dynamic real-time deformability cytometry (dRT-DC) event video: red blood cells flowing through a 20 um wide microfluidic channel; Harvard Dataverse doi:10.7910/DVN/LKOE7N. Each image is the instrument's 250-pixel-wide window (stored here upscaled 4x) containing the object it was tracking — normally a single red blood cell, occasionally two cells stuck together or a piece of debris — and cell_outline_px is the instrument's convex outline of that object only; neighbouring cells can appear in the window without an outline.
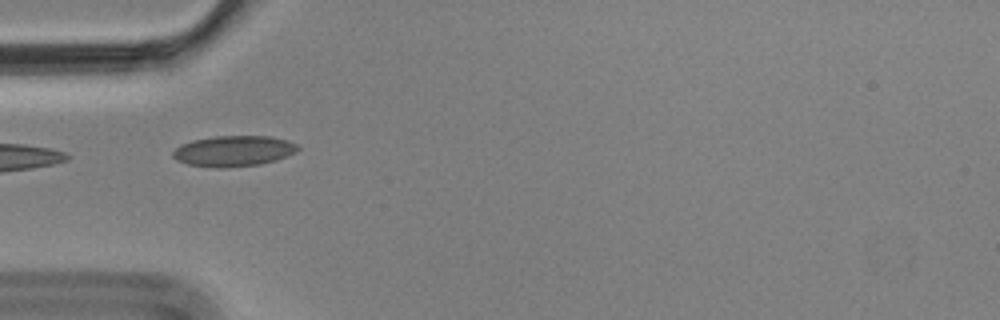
{"species": "Egyptian fruit bat (a non-hibernating species)", "species_latin": "Rousettus aegyptiacus", "temperature_condition": "cold", "stored_images_in_passage": 5, "camera_frame_rate_fps": 3000, "um_per_image_px": 0.085, "animal": {"sex": "male"}, "frame": {"image": 1, "passage_image": 5, "time_ms": 1.333, "image_size_px": [1000, 320], "cell_outline_px": [[300, 148], [296, 152], [276, 160], [260, 164], [224, 168], [216, 168], [188, 164], [176, 160], [172, 156], [172, 152], [180, 144], [192, 140], [216, 136], [272, 136], [288, 140], [296, 144]], "centroid_in_image_um": [19.85, 12.83], "position_along_channel_um": 65.1, "area_um2": 22.48}}